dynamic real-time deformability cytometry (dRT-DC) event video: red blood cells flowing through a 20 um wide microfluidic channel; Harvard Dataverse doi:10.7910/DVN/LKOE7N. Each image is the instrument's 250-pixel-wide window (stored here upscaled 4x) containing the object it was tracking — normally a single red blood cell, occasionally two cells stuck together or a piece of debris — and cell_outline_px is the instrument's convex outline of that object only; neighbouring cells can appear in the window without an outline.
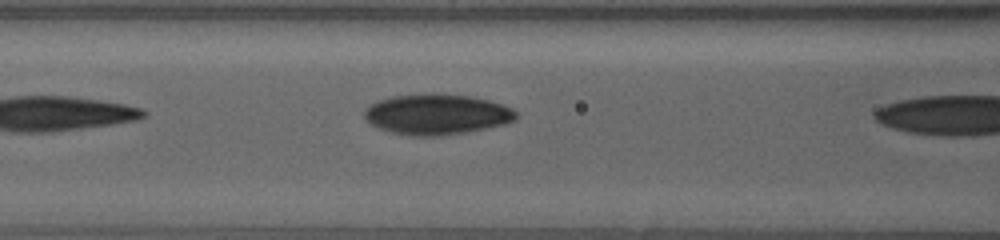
{"species": "human", "species_latin": "Homo sapiens", "temperature_condition": "warm", "stored_images_in_passage": 8, "camera_frame_rate_fps": 3000, "um_per_image_px": 0.085, "donor": {"sex": "female"}, "frame": {"image": 1, "passage_image": 6, "time_ms": 1.667, "image_size_px": [1000, 240], "cell_outline_px": [[516, 120], [504, 124], [488, 128], [468, 132], [440, 136], [408, 136], [388, 132], [368, 124], [364, 116], [364, 108], [368, 104], [376, 100], [392, 96], [428, 92], [432, 92], [472, 96], [504, 104], [512, 108], [516, 112]], "centroid_in_image_um": [37.07, 9.71], "position_along_channel_um": 129.5, "area_um2": 36.82}}